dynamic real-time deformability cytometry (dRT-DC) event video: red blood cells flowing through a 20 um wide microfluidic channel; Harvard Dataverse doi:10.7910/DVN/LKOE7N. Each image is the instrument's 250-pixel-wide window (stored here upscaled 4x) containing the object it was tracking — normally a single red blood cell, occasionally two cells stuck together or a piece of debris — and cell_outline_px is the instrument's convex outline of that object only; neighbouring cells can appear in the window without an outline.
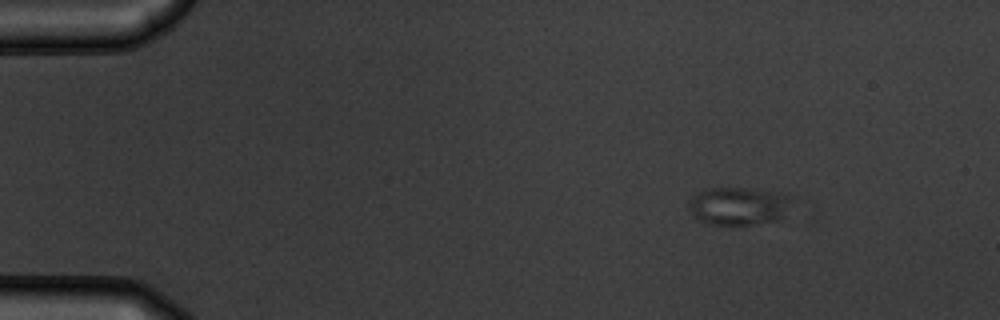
{"species": "common noctule bat (a hibernating species)", "species_latin": "Nyctalus noctula", "temperature_condition": "warm", "stored_images_in_passage": 51, "camera_frame_rate_fps": 3000, "um_per_image_px": 0.085, "animal": {"sex": "male", "body_mass_g": 19.5, "forearm_length_mm": 54.6}, "frame": {"image": 1, "passage_image": 4, "time_ms": 1.0, "image_size_px": [1000, 320], "cell_outline_px": [[788, 200], [780, 220], [752, 224], [708, 224], [696, 220], [692, 216], [688, 208], [688, 204], [692, 196], [704, 188], [744, 188], [768, 192], [788, 196]], "centroid_in_image_um": [62.61, 17.52], "position_along_channel_um": 22.4, "area_um2": 22.2}}
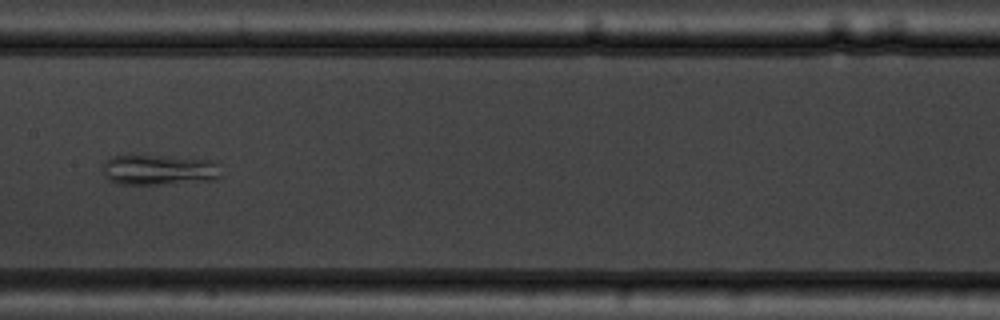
{"frame": {"image": 2, "passage_image": 25, "time_ms": 8.0, "image_size_px": [1000, 320], "cell_outline_px": [[220, 176], [216, 180], [164, 184], [120, 184], [108, 180], [104, 176], [100, 168], [104, 160], [112, 156], [172, 156], [212, 160], [216, 164]], "centroid_in_image_um": [13.45, 14.44], "position_along_channel_um": 193.9, "area_um2": 21.15}}
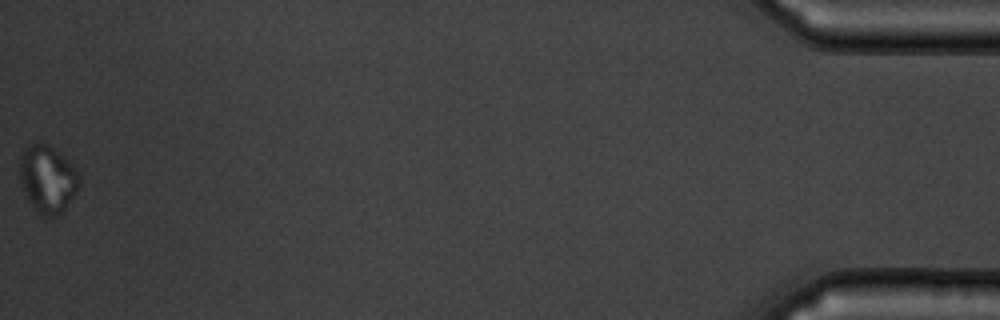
{"frame": {"image": 3, "passage_image": 51, "time_ms": 16.667, "image_size_px": [1000, 320], "cell_outline_px": [[80, 184], [76, 192], [64, 208], [56, 216], [40, 216], [24, 192], [20, 180], [20, 156], [24, 148], [28, 144], [52, 144], [80, 172]], "centroid_in_image_um": [4.06, 15.17], "position_along_channel_um": 431.1, "area_um2": 23.41}}